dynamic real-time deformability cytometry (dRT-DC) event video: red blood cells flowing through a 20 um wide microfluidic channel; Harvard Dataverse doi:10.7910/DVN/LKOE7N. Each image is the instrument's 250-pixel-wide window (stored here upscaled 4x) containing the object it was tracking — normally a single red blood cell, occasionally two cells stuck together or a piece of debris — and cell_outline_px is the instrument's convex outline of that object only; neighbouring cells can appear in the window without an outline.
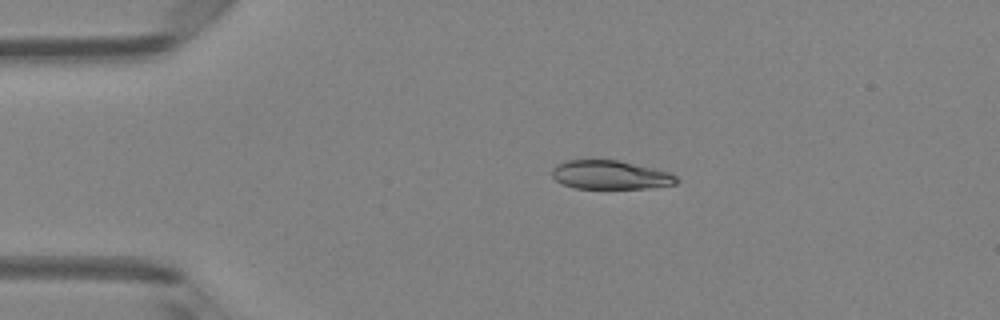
{"species": "Egyptian fruit bat (a non-hibernating species)", "species_latin": "Rousettus aegyptiacus", "temperature_condition": "room temperature", "stored_images_in_passage": 4, "camera_frame_rate_fps": 3000, "um_per_image_px": 0.085, "animal": {"sex": "female"}, "frame": {"image": 1, "passage_image": 3, "time_ms": 2.333, "image_size_px": [1000, 320], "cell_outline_px": [[680, 180], [676, 184], [648, 188], [576, 188], [564, 184], [556, 180], [552, 176], [552, 168], [556, 164], [568, 160], [616, 160], [652, 168], [668, 172], [676, 176]], "centroid_in_image_um": [51.87, 14.87], "position_along_channel_um": 33.1, "area_um2": 20.63}}